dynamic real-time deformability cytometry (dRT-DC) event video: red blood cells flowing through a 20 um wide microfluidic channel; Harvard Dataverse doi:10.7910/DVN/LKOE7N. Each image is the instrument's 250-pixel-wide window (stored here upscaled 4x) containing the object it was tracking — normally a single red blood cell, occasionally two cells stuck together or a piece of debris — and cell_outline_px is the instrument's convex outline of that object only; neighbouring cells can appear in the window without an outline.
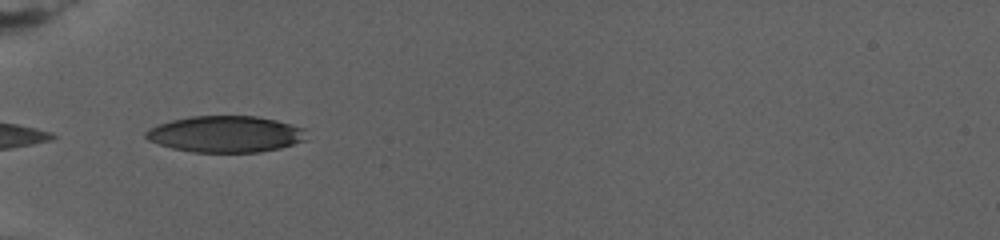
{"species": "human", "species_latin": "Homo sapiens", "temperature_condition": "warm", "stored_images_in_passage": 5, "camera_frame_rate_fps": 3000, "um_per_image_px": 0.085, "donor": {"sex": "female"}, "frame": {"image": 1, "passage_image": 1, "time_ms": 0.0, "image_size_px": [1000, 240], "cell_outline_px": [[308, 140], [280, 148], [260, 152], [192, 152], [172, 148], [148, 140], [144, 136], [144, 132], [148, 128], [156, 124], [172, 120], [192, 116], [256, 116], [276, 120], [304, 128]], "centroid_in_image_um": [19.17, 11.4], "position_along_channel_um": 65.8, "area_um2": 34.28}}